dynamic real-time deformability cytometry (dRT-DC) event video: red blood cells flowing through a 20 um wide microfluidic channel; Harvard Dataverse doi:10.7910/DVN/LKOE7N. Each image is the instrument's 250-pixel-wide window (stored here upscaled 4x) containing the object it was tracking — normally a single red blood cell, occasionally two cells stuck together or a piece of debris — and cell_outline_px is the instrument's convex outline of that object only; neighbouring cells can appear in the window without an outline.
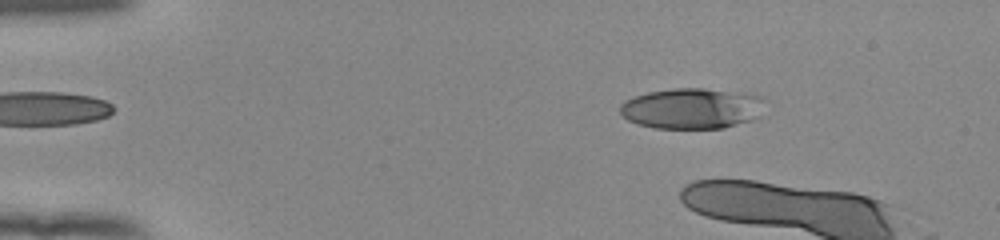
{"species": "human", "species_latin": "Homo sapiens", "temperature_condition": "room temperature", "stored_images_in_passage": 14, "camera_frame_rate_fps": 3000, "um_per_image_px": 0.085, "donor": {"sex": "female"}, "frame": {"image": 1, "passage_image": 8, "time_ms": 2.333, "image_size_px": [1000, 240], "cell_outline_px": [[764, 100], [760, 116], [752, 120], [724, 128], [656, 128], [636, 124], [628, 120], [620, 112], [620, 104], [624, 100], [648, 92], [672, 88], [704, 88], [752, 92], [764, 96]], "centroid_in_image_um": [58.87, 9.2], "position_along_channel_um": 26.1, "area_um2": 34.97}}